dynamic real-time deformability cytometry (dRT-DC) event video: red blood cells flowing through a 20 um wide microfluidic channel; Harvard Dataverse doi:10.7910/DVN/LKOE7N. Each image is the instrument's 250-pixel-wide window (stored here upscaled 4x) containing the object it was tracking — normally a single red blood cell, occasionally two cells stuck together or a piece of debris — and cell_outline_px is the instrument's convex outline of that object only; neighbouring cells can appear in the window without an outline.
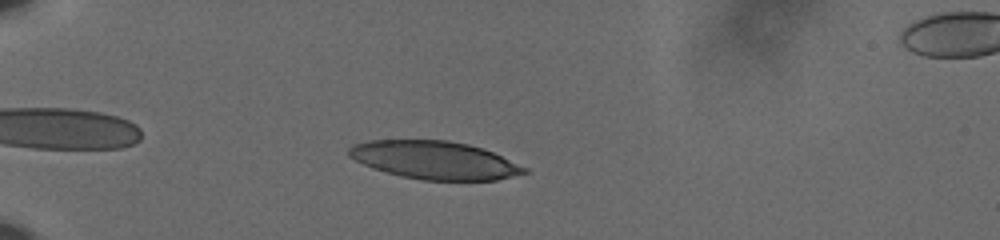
{"species": "human", "species_latin": "Homo sapiens", "temperature_condition": "cold", "stored_images_in_passage": 47, "camera_frame_rate_fps": 3000, "um_per_image_px": 0.085, "donor": {"sex": "male"}, "frame": {"image": 1, "passage_image": 6, "time_ms": 1.667, "image_size_px": [1000, 240], "cell_outline_px": [[532, 172], [496, 180], [420, 180], [400, 176], [372, 168], [348, 156], [348, 148], [352, 144], [368, 140], [448, 140], [468, 144], [484, 148], [528, 168]], "centroid_in_image_um": [36.96, 13.61], "position_along_channel_um": 48.0, "area_um2": 39.13}}
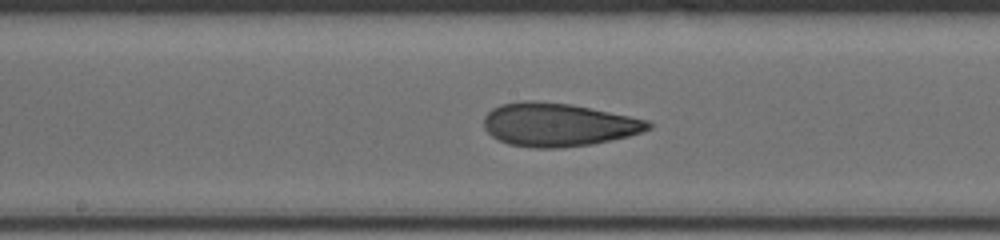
{"frame": {"image": 2, "passage_image": 22, "time_ms": 7.0, "image_size_px": [1000, 240], "cell_outline_px": [[652, 128], [628, 136], [592, 144], [564, 148], [532, 148], [508, 144], [492, 136], [484, 128], [484, 116], [492, 108], [500, 104], [524, 100], [572, 104], [648, 120], [652, 124]], "centroid_in_image_um": [47.42, 10.6], "position_along_channel_um": 200.8, "area_um2": 41.5}}
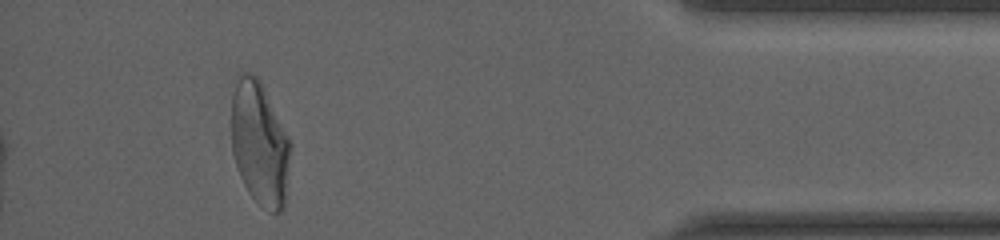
{"frame": {"image": 3, "passage_image": 43, "time_ms": 14.0, "image_size_px": [1000, 240], "cell_outline_px": [[292, 148], [284, 208], [280, 212], [268, 212], [248, 192], [240, 176], [232, 152], [232, 96], [236, 76], [244, 72], [252, 72], [256, 76], [264, 88], [292, 140]], "centroid_in_image_um": [22.1, 12.19], "position_along_channel_um": 413.1, "area_um2": 43.18}, "authors_computed_cell_mechanics": {"area_um2": 40.9802, "velocity_mm_per_s": 3.6163, "shape_relaxation_time_tau1_ms": 6.4767, "shape_relaxation_time_tau2_ms": 1.8893, "deformation_change_tau1": 0.2134, "deformation_change_tau2": 0.0978}}